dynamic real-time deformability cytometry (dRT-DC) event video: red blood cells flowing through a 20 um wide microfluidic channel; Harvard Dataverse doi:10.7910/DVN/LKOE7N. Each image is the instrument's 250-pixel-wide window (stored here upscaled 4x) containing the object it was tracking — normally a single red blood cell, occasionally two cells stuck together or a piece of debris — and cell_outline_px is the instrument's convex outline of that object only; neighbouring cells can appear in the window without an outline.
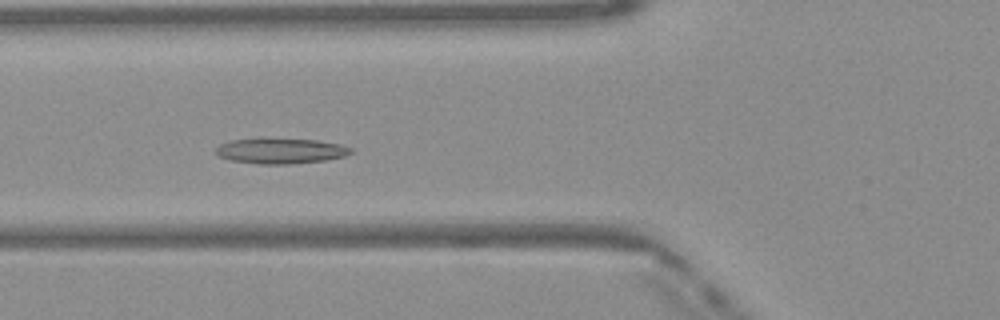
{"species": "Egyptian fruit bat (a non-hibernating species)", "species_latin": "Rousettus aegyptiacus", "temperature_condition": "warm", "stored_images_in_passage": 49, "camera_frame_rate_fps": 3000, "um_per_image_px": 0.085, "frame": {"image": 1, "passage_image": 18, "time_ms": 5.667, "image_size_px": [1000, 320], "cell_outline_px": [[352, 152], [344, 156], [328, 160], [292, 164], [260, 164], [232, 160], [220, 156], [212, 152], [220, 144], [232, 140], [260, 136], [316, 140], [340, 144], [352, 148]], "centroid_in_image_um": [23.83, 12.79], "position_along_channel_um": 102.0, "area_um2": 20.69}}
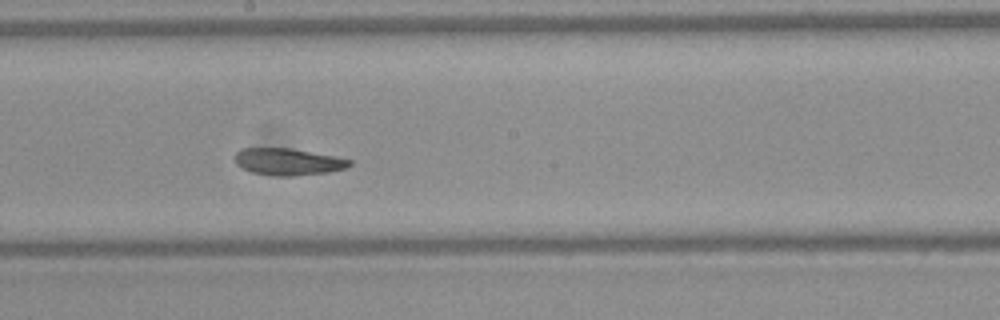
{"frame": {"image": 2, "passage_image": 27, "time_ms": 8.667, "image_size_px": [1000, 320], "cell_outline_px": [[352, 164], [348, 168], [328, 172], [288, 176], [276, 176], [252, 172], [236, 164], [232, 156], [240, 148], [292, 148], [336, 156], [352, 160]], "centroid_in_image_um": [24.48, 13.73], "position_along_channel_um": 223.7, "area_um2": 18.15}}
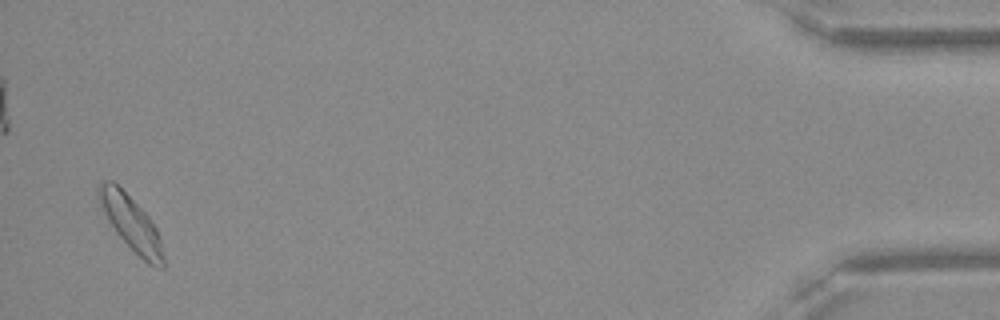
{"frame": {"image": 3, "passage_image": 48, "time_ms": 15.667, "image_size_px": [1000, 320], "cell_outline_px": [[164, 268], [156, 268], [148, 264], [116, 232], [108, 220], [96, 196], [96, 188], [100, 180], [112, 180], [148, 216], [156, 228], [160, 240], [164, 256]], "centroid_in_image_um": [11.11, 18.94], "position_along_channel_um": 424.1, "area_um2": 20.11}, "authors_computed_cell_mechanics": {"area_um2": 19.3052, "velocity_mm_per_s": 4.0527, "shape_relaxation_time_tau1_ms": 11.0754, "shape_relaxation_time_tau2_ms": 1.7763, "deformation_change_tau1": 0.239, "deformation_change_tau2": 0.0668}}